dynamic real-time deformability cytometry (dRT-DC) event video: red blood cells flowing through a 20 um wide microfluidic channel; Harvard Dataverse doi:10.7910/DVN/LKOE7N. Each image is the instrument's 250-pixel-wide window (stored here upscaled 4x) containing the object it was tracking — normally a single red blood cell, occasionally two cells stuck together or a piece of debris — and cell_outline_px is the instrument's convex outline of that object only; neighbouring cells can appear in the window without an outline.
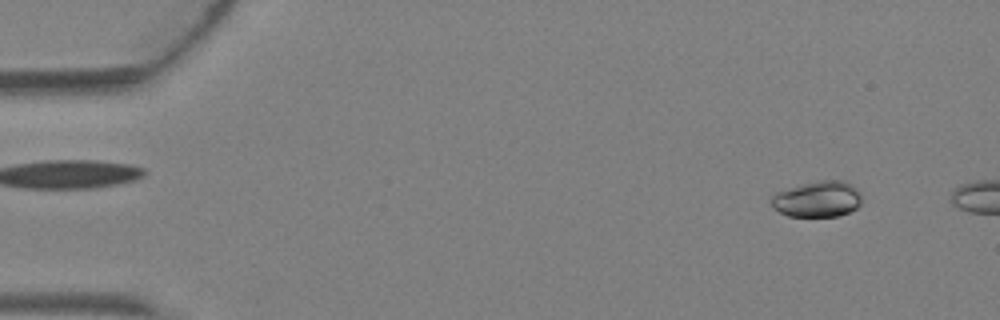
{"species": "Egyptian fruit bat (a non-hibernating species)", "species_latin": "Rousettus aegyptiacus", "temperature_condition": "warm", "stored_images_in_passage": 3, "camera_frame_rate_fps": 3000, "um_per_image_px": 0.085, "animal": {"sex": "female"}, "frame": {"image": 1, "passage_image": 1, "time_ms": 0.0, "image_size_px": [1000, 320], "cell_outline_px": [[860, 204], [856, 208], [840, 216], [788, 216], [772, 208], [768, 200], [776, 192], [804, 184], [820, 180], [844, 180], [856, 188], [860, 192]], "centroid_in_image_um": [69.46, 16.93], "position_along_channel_um": 15.5, "area_um2": 18.96}}